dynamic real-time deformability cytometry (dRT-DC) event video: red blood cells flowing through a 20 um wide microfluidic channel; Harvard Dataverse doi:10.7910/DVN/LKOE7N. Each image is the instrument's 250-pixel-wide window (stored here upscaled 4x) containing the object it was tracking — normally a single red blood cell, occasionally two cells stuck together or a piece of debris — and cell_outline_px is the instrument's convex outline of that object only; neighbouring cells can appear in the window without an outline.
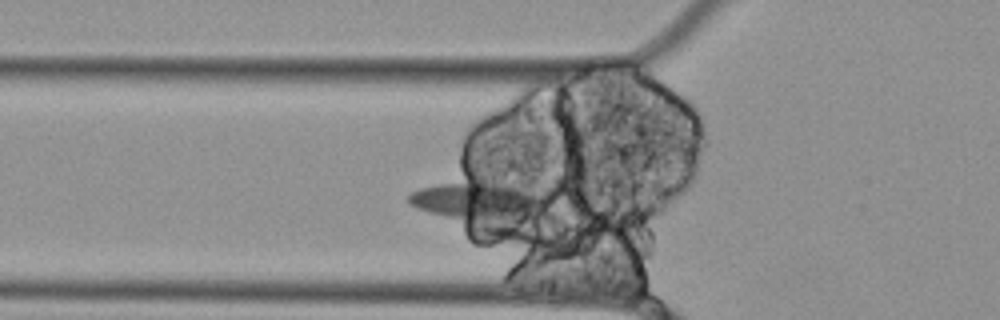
{"species": "Egyptian fruit bat (a non-hibernating species)", "species_latin": "Rousettus aegyptiacus", "temperature_condition": "cold", "stored_images_in_passage": 53, "segment_of_instrument_passage": [1, 2], "camera_frame_rate_fps": 3000, "um_per_image_px": 0.085, "animal": {"sex": "female"}, "frame": {"image": 1, "passage_image": 14, "time_ms": 4.333, "image_size_px": [1000, 320], "cell_outline_px": [[540, 200], [528, 216], [508, 240], [500, 240], [416, 208], [408, 200], [408, 196], [412, 192], [420, 188], [440, 184], [480, 184], [516, 188], [540, 196]], "centroid_in_image_um": [40.61, 17.56], "position_along_channel_um": 85.2, "area_um2": 34.28}}
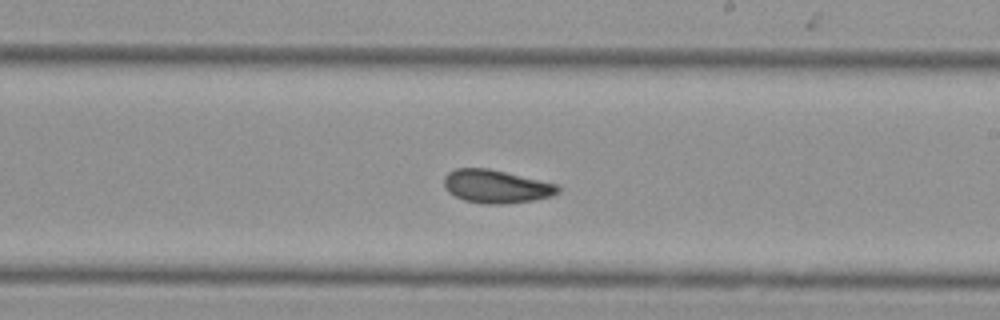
{"frame": {"image": 2, "passage_image": 28, "time_ms": 9.0, "image_size_px": [1000, 320], "cell_outline_px": [[560, 192], [552, 196], [532, 200], [504, 204], [484, 204], [464, 200], [448, 192], [444, 188], [444, 176], [448, 172], [456, 168], [488, 168], [556, 184], [560, 188]], "centroid_in_image_um": [42.14, 15.85], "position_along_channel_um": 246.9, "area_um2": 21.96}}
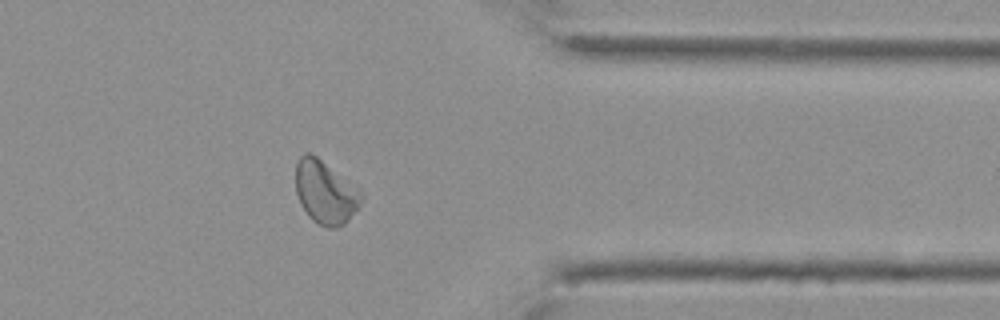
{"frame": {"image": 3, "passage_image": 41, "time_ms": 13.333, "image_size_px": [1000, 320], "cell_outline_px": [[360, 204], [348, 220], [344, 224], [336, 228], [328, 228], [316, 224], [308, 216], [300, 204], [296, 192], [296, 160], [304, 152], [312, 152], [360, 196]], "centroid_in_image_um": [27.52, 16.38], "position_along_channel_um": 383.9, "area_um2": 23.06}}